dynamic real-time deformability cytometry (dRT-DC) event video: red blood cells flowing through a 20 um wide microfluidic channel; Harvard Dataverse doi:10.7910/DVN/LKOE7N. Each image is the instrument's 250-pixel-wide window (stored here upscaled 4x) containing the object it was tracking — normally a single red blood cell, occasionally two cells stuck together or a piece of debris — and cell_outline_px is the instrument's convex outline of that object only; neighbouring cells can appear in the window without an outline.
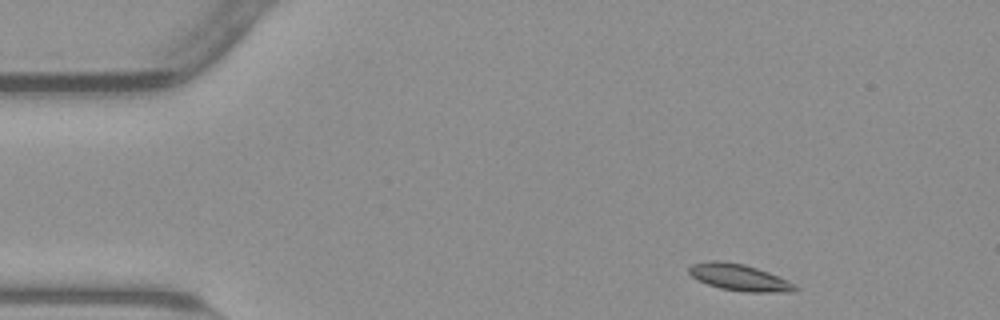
{"species": "common noctule bat (a hibernating species)", "species_latin": "Nyctalus noctula", "temperature_condition": "warm", "stored_images_in_passage": 48, "camera_frame_rate_fps": 3000, "um_per_image_px": 0.085, "animal": {"sex": "male", "body_mass_g": 23.1, "forearm_length_mm": 52.7}, "frame": {"image": 1, "passage_image": 1, "time_ms": 0.0, "image_size_px": [1000, 320], "cell_outline_px": [[800, 288], [792, 292], [748, 292], [720, 288], [696, 280], [688, 272], [688, 268], [692, 264], [708, 260], [720, 260], [744, 264], [768, 272], [788, 280], [796, 284]], "centroid_in_image_um": [62.84, 23.58], "position_along_channel_um": 22.2, "area_um2": 16.59}}
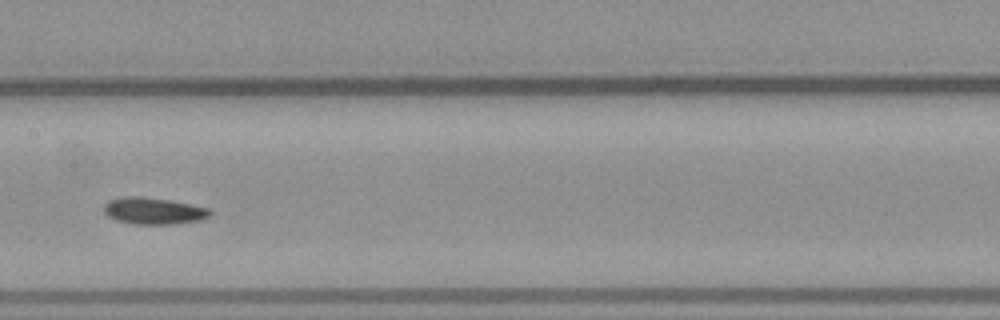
{"frame": {"image": 2, "passage_image": 21, "time_ms": 6.667, "image_size_px": [1000, 320], "cell_outline_px": [[212, 212], [208, 216], [200, 220], [172, 224], [136, 224], [116, 220], [108, 216], [104, 212], [104, 204], [108, 200], [124, 196], [140, 196], [168, 200], [208, 208]], "centroid_in_image_um": [13.0, 17.92], "position_along_channel_um": 194.4, "area_um2": 16.36}}
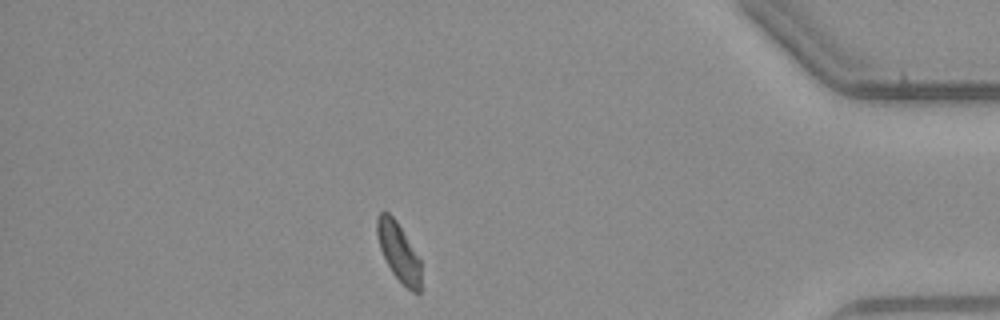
{"frame": {"image": 3, "passage_image": 41, "time_ms": 13.333, "image_size_px": [1000, 320], "cell_outline_px": [[420, 292], [412, 292], [392, 272], [380, 248], [376, 232], [376, 216], [380, 212], [388, 212], [396, 220], [420, 260]], "centroid_in_image_um": [33.86, 21.37], "position_along_channel_um": 401.3, "area_um2": 14.57}}